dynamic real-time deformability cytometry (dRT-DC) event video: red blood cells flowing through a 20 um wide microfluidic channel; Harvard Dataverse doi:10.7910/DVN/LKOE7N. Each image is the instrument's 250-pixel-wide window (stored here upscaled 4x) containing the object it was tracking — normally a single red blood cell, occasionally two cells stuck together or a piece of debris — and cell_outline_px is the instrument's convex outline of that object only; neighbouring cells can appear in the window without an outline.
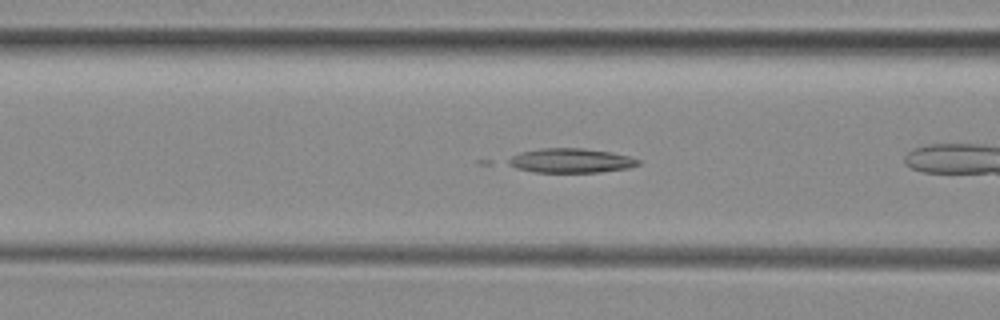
{"species": "common noctule bat (a hibernating species)", "species_latin": "Nyctalus noctula", "temperature_condition": "room temperature", "stored_images_in_passage": 33, "camera_frame_rate_fps": 3000, "um_per_image_px": 0.085, "animal": {"sex": "female", "body_mass_g": 29.2, "forearm_length_mm": 56.3}, "frame": {"image": 1, "passage_image": 13, "time_ms": 4.0, "image_size_px": [1000, 320], "cell_outline_px": [[640, 164], [628, 168], [600, 172], [536, 172], [516, 168], [508, 164], [504, 160], [520, 152], [540, 148], [584, 148], [612, 152], [628, 156], [640, 160]], "centroid_in_image_um": [48.49, 13.64], "position_along_channel_um": 118.1, "area_um2": 18.55}}
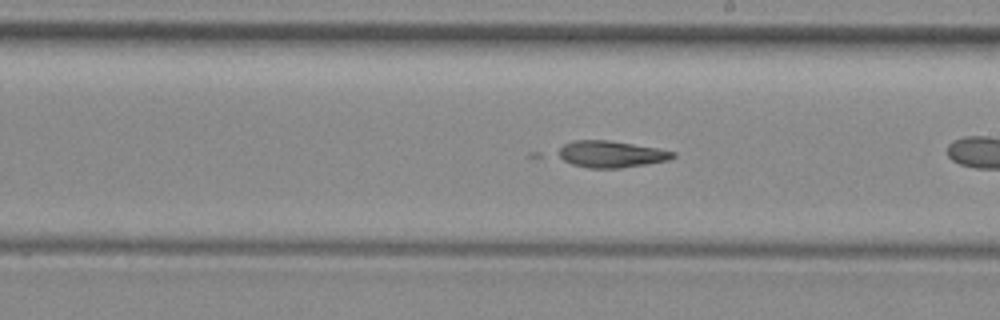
{"frame": {"image": 2, "passage_image": 22, "time_ms": 7.0, "image_size_px": [1000, 320], "cell_outline_px": [[676, 156], [668, 160], [648, 164], [620, 168], [588, 168], [572, 164], [556, 156], [552, 152], [564, 144], [572, 140], [608, 140], [656, 148], [676, 152]], "centroid_in_image_um": [51.86, 13.1], "position_along_channel_um": 237.1, "area_um2": 18.03}}
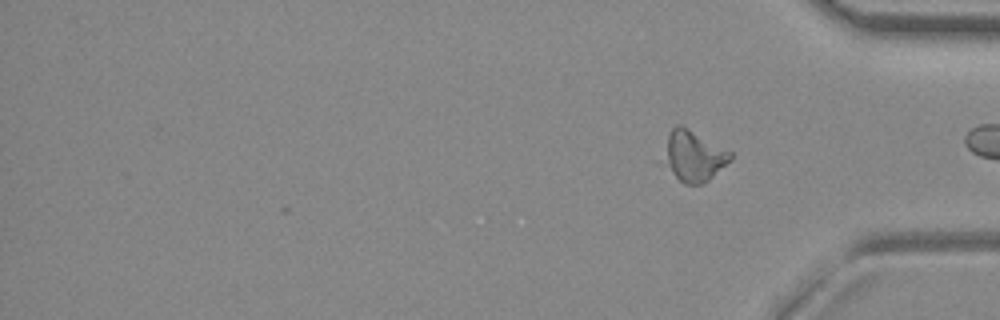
{"frame": {"image": 3, "passage_image": 33, "time_ms": 10.667, "image_size_px": [1000, 320], "cell_outline_px": [[732, 160], [708, 180], [700, 184], [684, 184], [656, 164], [656, 160], [672, 128], [676, 124], [680, 124], [688, 128], [732, 152]], "centroid_in_image_um": [58.8, 13.28], "position_along_channel_um": 376.4, "area_um2": 20.81}}